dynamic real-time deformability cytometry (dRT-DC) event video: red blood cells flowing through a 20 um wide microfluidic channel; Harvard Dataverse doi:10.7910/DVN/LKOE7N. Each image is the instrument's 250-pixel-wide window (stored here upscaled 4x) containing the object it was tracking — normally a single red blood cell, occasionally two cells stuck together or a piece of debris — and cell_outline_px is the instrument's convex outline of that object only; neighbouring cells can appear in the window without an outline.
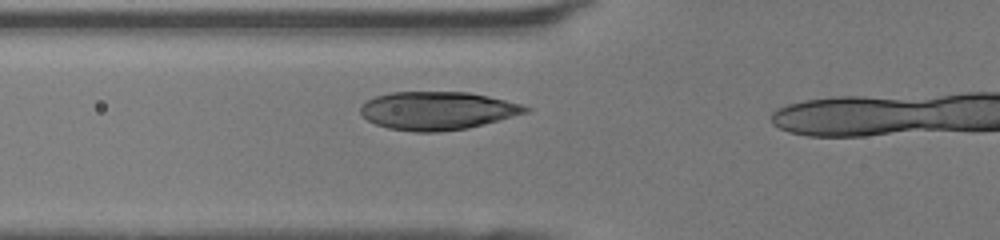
{"species": "human", "species_latin": "Homo sapiens", "temperature_condition": "room temperature", "stored_images_in_passage": 17, "camera_frame_rate_fps": 3000, "um_per_image_px": 0.085, "donor": {"sex": "female"}, "frame": {"image": 1, "passage_image": 10, "time_ms": 3.0, "image_size_px": [1000, 240], "cell_outline_px": [[532, 108], [528, 112], [468, 128], [440, 132], [416, 132], [388, 128], [376, 124], [368, 120], [360, 112], [360, 104], [376, 96], [392, 92], [468, 92], [488, 96], [520, 104]], "centroid_in_image_um": [37.16, 9.41], "position_along_channel_um": 88.6, "area_um2": 36.53}}
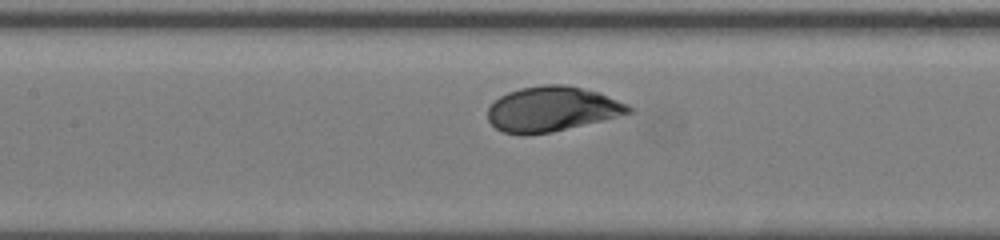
{"frame": {"image": 2, "passage_image": 15, "time_ms": 4.667, "image_size_px": [1000, 240], "cell_outline_px": [[632, 112], [552, 132], [528, 136], [520, 136], [504, 132], [496, 128], [488, 120], [488, 108], [500, 96], [508, 92], [520, 88], [544, 84], [564, 84], [600, 92], [628, 104], [632, 108]], "centroid_in_image_um": [46.88, 9.27], "position_along_channel_um": 160.5, "area_um2": 36.88}}